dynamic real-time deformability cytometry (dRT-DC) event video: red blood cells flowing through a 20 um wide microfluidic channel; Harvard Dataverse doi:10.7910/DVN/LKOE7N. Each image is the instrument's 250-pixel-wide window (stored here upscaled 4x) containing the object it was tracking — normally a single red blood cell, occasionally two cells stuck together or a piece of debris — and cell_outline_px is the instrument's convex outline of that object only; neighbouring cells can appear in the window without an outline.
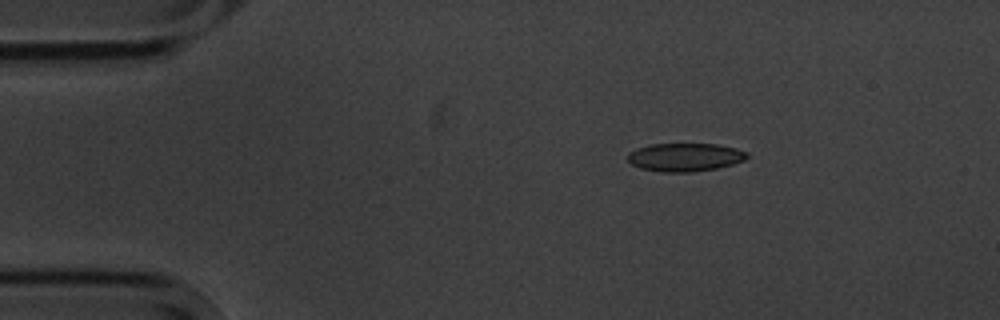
{"species": "common noctule bat (a hibernating species)", "species_latin": "Nyctalus noctula", "temperature_condition": "cold", "stored_images_in_passage": 5, "camera_frame_rate_fps": 3000, "um_per_image_px": 0.085, "animal": {"sex": "male", "body_mass_g": 20.1, "forearm_length_mm": 53.5}, "frame": {"image": 1, "passage_image": 3, "time_ms": 2.667, "image_size_px": [1000, 320], "cell_outline_px": [[748, 156], [744, 160], [732, 164], [716, 168], [692, 172], [660, 172], [640, 168], [632, 164], [628, 160], [628, 152], [636, 148], [652, 144], [716, 144], [736, 148], [748, 152]], "centroid_in_image_um": [58.21, 13.36], "position_along_channel_um": 26.8, "area_um2": 19.65}}